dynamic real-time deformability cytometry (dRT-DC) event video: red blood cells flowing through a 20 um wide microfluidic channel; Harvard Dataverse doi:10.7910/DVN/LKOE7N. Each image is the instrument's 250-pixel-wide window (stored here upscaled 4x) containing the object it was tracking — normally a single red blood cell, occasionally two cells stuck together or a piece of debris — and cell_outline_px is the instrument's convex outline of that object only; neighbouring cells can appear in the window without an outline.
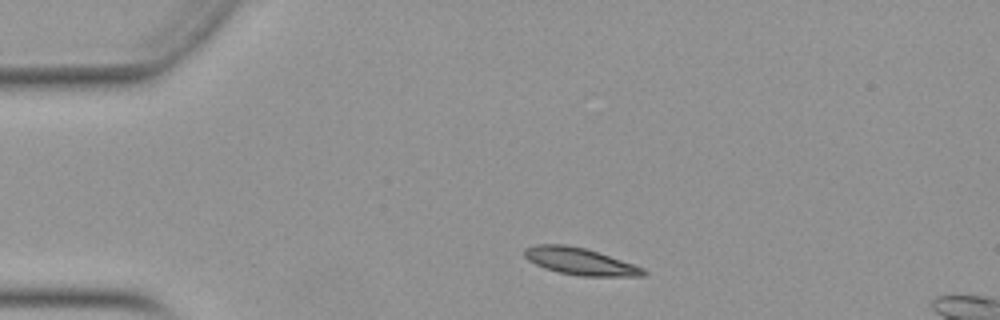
{"species": "Egyptian fruit bat (a non-hibernating species)", "species_latin": "Rousettus aegyptiacus", "temperature_condition": "warm", "stored_images_in_passage": 46, "segment_of_instrument_passage": [1, 2], "camera_frame_rate_fps": 3000, "um_per_image_px": 0.085, "animal": {"sex": "female"}, "frame": {"image": 1, "passage_image": 4, "time_ms": 1.0, "image_size_px": [1000, 320], "cell_outline_px": [[648, 272], [644, 276], [580, 276], [560, 272], [544, 268], [528, 260], [524, 256], [524, 248], [536, 244], [564, 244], [584, 248], [644, 268]], "centroid_in_image_um": [49.27, 22.22], "position_along_channel_um": 35.7, "area_um2": 18.44}}
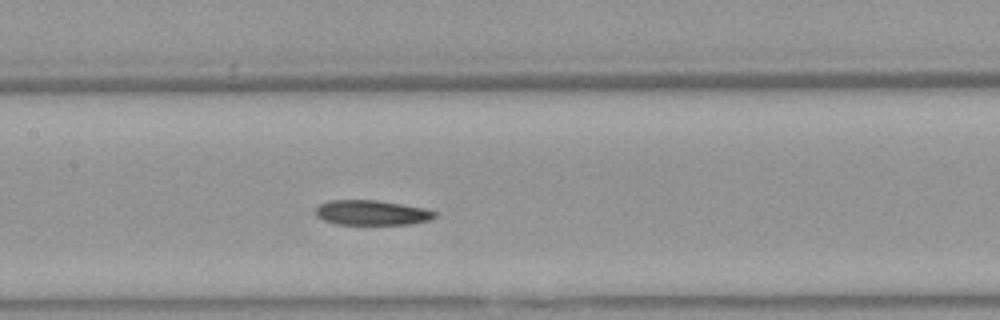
{"frame": {"image": 2, "passage_image": 18, "time_ms": 5.667, "image_size_px": [1000, 320], "cell_outline_px": [[436, 216], [428, 220], [408, 224], [336, 224], [324, 220], [316, 216], [316, 208], [320, 204], [328, 200], [376, 200], [424, 208], [436, 212]], "centroid_in_image_um": [31.56, 18.07], "position_along_channel_um": 175.8, "area_um2": 17.11}}
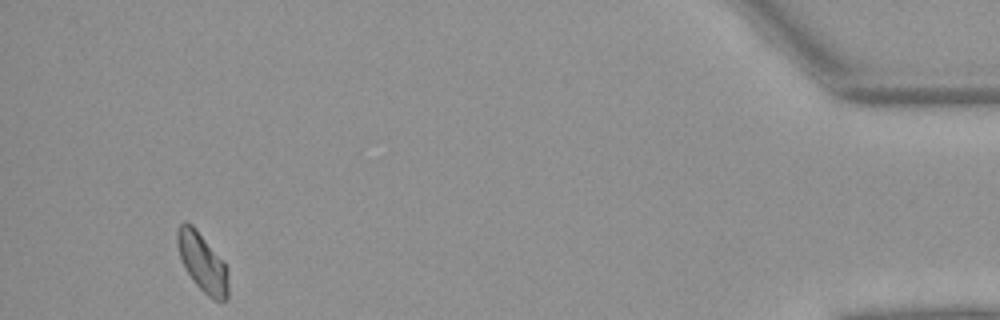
{"frame": {"image": 3, "passage_image": 42, "time_ms": 13.667, "image_size_px": [1000, 320], "cell_outline_px": [[228, 300], [212, 300], [196, 284], [184, 268], [176, 244], [176, 228], [184, 220], [192, 224], [196, 228], [228, 268]], "centroid_in_image_um": [17.18, 22.29], "position_along_channel_um": 418.0, "area_um2": 17.51}}